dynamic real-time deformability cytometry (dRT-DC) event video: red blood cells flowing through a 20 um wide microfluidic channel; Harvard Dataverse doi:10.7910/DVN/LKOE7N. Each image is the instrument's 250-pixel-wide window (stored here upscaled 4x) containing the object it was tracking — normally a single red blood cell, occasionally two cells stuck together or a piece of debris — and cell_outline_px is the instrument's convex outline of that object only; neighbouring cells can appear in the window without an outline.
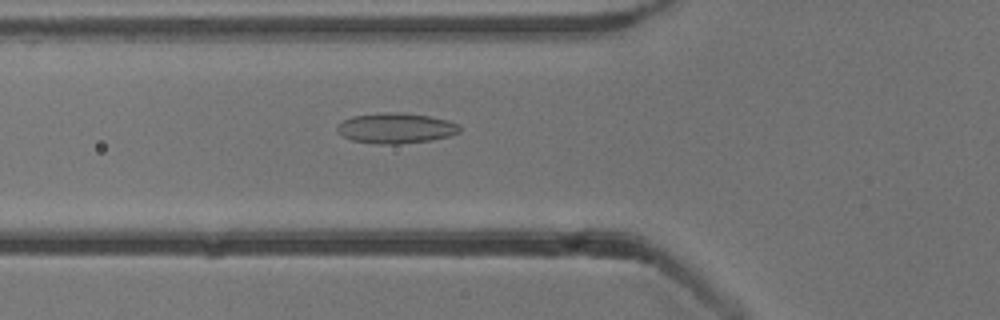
{"species": "common noctule bat (a hibernating species)", "species_latin": "Nyctalus noctula", "temperature_condition": "cold", "stored_images_in_passage": 44, "camera_frame_rate_fps": 3000, "um_per_image_px": 0.085, "animal": {"sex": "male", "body_mass_g": 13.3}, "frame": {"image": 1, "passage_image": 10, "time_ms": 3.0, "image_size_px": [1000, 320], "cell_outline_px": [[460, 132], [448, 136], [432, 140], [396, 144], [380, 144], [352, 140], [344, 136], [336, 128], [344, 120], [352, 116], [380, 112], [400, 112], [428, 116], [448, 120], [460, 124]], "centroid_in_image_um": [33.68, 10.88], "position_along_channel_um": 92.1, "area_um2": 21.56}}
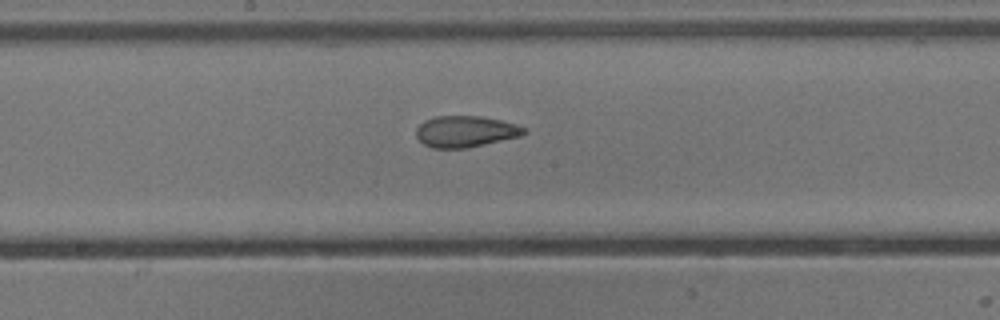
{"frame": {"image": 2, "passage_image": 19, "time_ms": 6.0, "image_size_px": [1000, 320], "cell_outline_px": [[528, 132], [524, 136], [464, 148], [432, 148], [424, 144], [416, 136], [416, 128], [424, 120], [436, 116], [484, 116], [516, 124], [528, 128]], "centroid_in_image_um": [39.62, 11.17], "position_along_channel_um": 208.6, "area_um2": 19.88}}
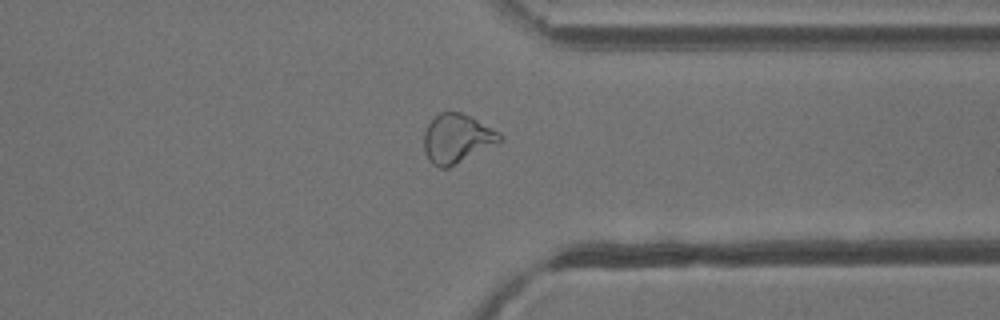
{"frame": {"image": 3, "passage_image": 32, "time_ms": 10.333, "image_size_px": [1000, 320], "cell_outline_px": [[500, 140], [448, 168], [440, 168], [432, 164], [428, 160], [424, 152], [424, 132], [428, 124], [440, 112], [460, 112], [500, 132]], "centroid_in_image_um": [38.76, 11.78], "position_along_channel_um": 372.6, "area_um2": 20.98}, "authors_computed_cell_mechanics": {"area_um2": 21.0103, "velocity_mm_per_s": 3.8481, "shape_relaxation_time_tau1_ms": null, "shape_relaxation_time_tau2_ms": 1.712, "deformation_change_tau1": null, "deformation_change_tau2": 0.0685}}